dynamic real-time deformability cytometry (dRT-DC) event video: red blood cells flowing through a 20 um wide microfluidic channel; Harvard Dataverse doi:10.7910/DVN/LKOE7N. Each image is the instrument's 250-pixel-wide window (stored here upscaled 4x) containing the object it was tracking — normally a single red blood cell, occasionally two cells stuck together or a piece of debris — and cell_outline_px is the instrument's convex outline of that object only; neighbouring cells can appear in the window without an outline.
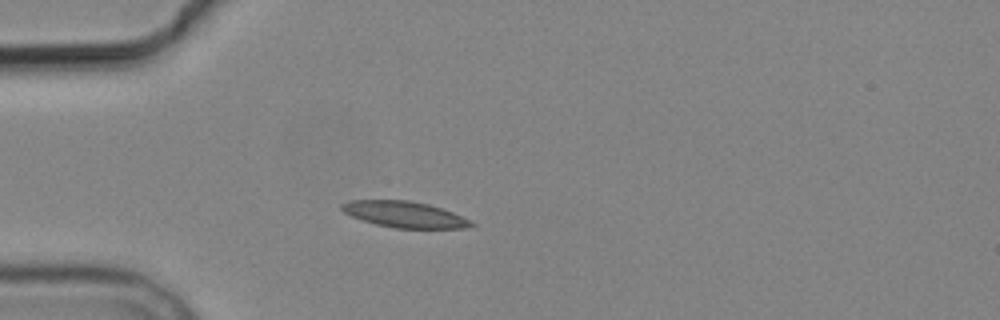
{"species": "common noctule bat (a hibernating species)", "species_latin": "Nyctalus noctula", "temperature_condition": "cold", "stored_images_in_passage": 3, "camera_frame_rate_fps": 3000, "um_per_image_px": 0.085, "animal": {"sex": "male", "body_mass_g": 19.2, "forearm_length_mm": 51.8}, "frame": {"image": 1, "passage_image": 3, "time_ms": 2.333, "image_size_px": [1000, 320], "cell_outline_px": [[476, 224], [464, 228], [396, 228], [376, 224], [352, 216], [344, 212], [340, 208], [340, 204], [352, 200], [408, 200], [428, 204], [452, 212], [472, 220]], "centroid_in_image_um": [34.39, 18.22], "position_along_channel_um": 50.6, "area_um2": 19.54}}